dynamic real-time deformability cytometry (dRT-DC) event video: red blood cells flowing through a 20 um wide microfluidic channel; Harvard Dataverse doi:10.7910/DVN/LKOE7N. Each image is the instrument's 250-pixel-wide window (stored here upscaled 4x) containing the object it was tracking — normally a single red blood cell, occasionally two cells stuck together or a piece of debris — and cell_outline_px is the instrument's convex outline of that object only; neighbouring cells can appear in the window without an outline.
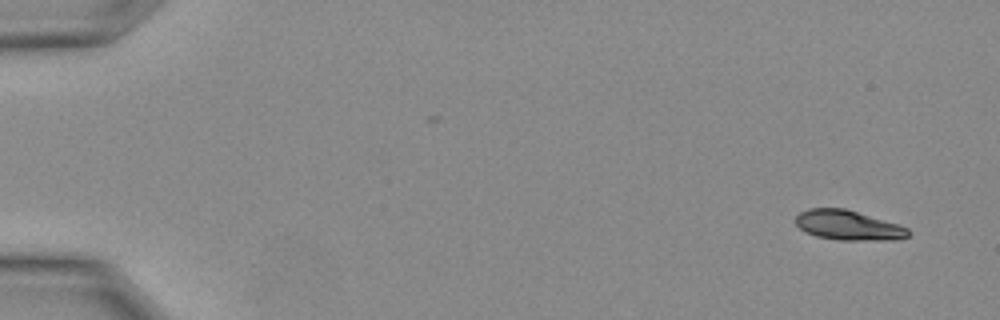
{"species": "Egyptian fruit bat (a non-hibernating species)", "species_latin": "Rousettus aegyptiacus", "temperature_condition": "warm", "stored_images_in_passage": 28, "camera_frame_rate_fps": 3000, "um_per_image_px": 0.085, "animal": {"sex": "female"}, "frame": {"image": 1, "passage_image": 1, "time_ms": 0.0, "image_size_px": [1000, 320], "cell_outline_px": [[908, 236], [892, 240], [840, 240], [816, 236], [800, 228], [796, 224], [796, 216], [800, 212], [808, 208], [844, 208], [896, 224], [908, 228]], "centroid_in_image_um": [72.06, 19.15], "position_along_channel_um": 12.9, "area_um2": 19.13}}
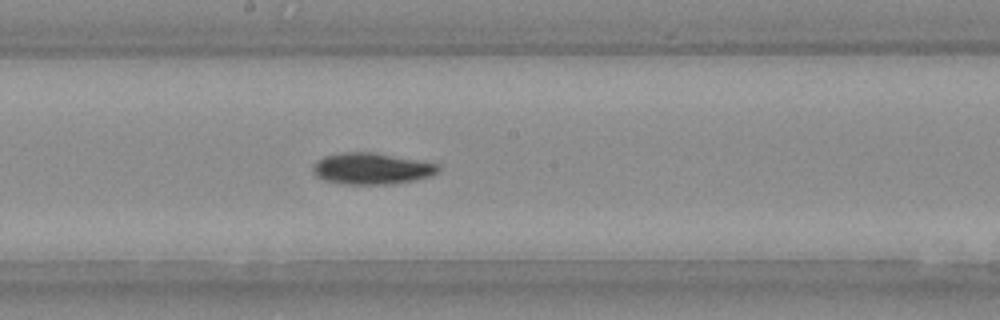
{"frame": {"image": 2, "passage_image": 15, "time_ms": 4.667, "image_size_px": [1000, 320], "cell_outline_px": [[440, 172], [432, 176], [412, 180], [388, 184], [348, 184], [324, 180], [316, 176], [312, 172], [312, 164], [316, 160], [324, 156], [340, 152], [372, 152], [424, 160], [440, 164]], "centroid_in_image_um": [31.61, 14.31], "position_along_channel_um": 216.6, "area_um2": 23.29}}
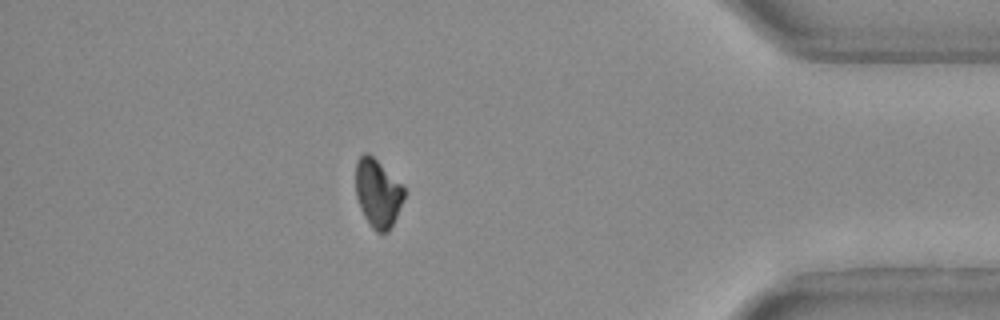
{"frame": {"image": 3, "passage_image": 24, "time_ms": 7.667, "image_size_px": [1000, 320], "cell_outline_px": [[404, 200], [388, 232], [376, 232], [372, 228], [364, 216], [360, 208], [356, 196], [356, 160], [364, 152], [368, 152], [404, 184]], "centroid_in_image_um": [32.12, 16.39], "position_along_channel_um": 403.1, "area_um2": 19.42}}